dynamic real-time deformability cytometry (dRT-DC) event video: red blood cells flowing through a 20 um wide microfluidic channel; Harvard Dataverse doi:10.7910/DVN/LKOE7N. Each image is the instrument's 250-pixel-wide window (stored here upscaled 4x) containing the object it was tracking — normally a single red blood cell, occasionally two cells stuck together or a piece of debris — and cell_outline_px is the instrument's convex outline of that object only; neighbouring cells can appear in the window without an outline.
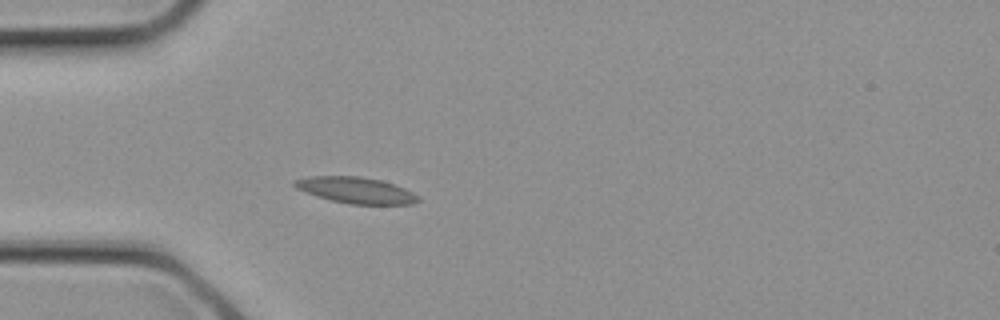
{"species": "common noctule bat (a hibernating species)", "species_latin": "Nyctalus noctula", "temperature_condition": "cold", "stored_images_in_passage": 2, "camera_frame_rate_fps": 3000, "um_per_image_px": 0.085, "animal": {"sex": "female", "body_mass_g": 21.9}, "frame": {"image": 1, "passage_image": 2, "time_ms": 0.333, "image_size_px": [1000, 320], "cell_outline_px": [[420, 200], [412, 204], [348, 204], [332, 200], [296, 188], [292, 184], [292, 180], [308, 176], [360, 176], [380, 180], [404, 188], [420, 196]], "centroid_in_image_um": [30.26, 16.16], "position_along_channel_um": 54.7, "area_um2": 18.67}}